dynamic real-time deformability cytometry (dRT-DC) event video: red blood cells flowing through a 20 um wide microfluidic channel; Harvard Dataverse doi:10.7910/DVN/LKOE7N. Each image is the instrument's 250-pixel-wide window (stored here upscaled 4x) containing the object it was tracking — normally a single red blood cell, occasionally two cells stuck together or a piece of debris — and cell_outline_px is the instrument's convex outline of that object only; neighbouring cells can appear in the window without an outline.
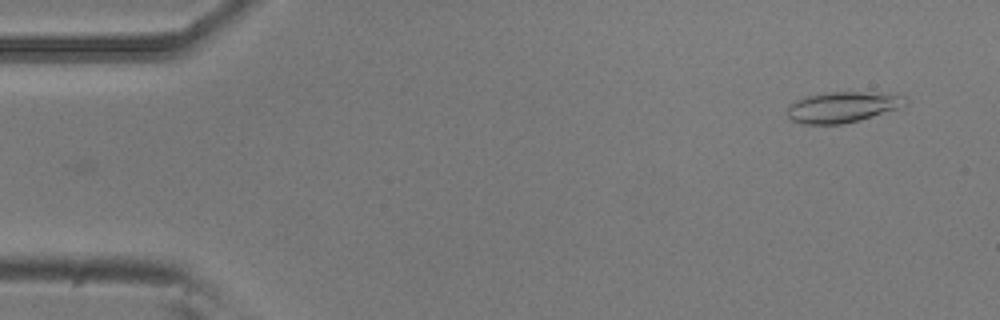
{"species": "common noctule bat (a hibernating species)", "species_latin": "Nyctalus noctula", "temperature_condition": "room temperature", "stored_images_in_passage": 51, "camera_frame_rate_fps": 3000, "um_per_image_px": 0.085, "animal": {"sex": "male", "body_mass_g": 20.5, "forearm_length_mm": 52.5}, "frame": {"image": 1, "passage_image": 2, "time_ms": 0.333, "image_size_px": [1000, 320], "cell_outline_px": [[908, 100], [900, 108], [860, 120], [840, 124], [800, 124], [792, 120], [788, 116], [788, 104], [796, 100], [808, 96], [828, 92], [860, 92], [908, 96]], "centroid_in_image_um": [71.6, 9.11], "position_along_channel_um": 13.4, "area_um2": 21.04}}
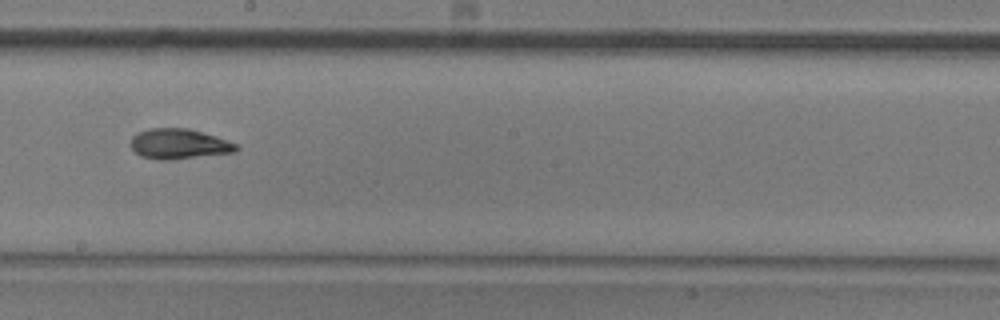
{"frame": {"image": 2, "passage_image": 28, "time_ms": 9.0, "image_size_px": [1000, 320], "cell_outline_px": [[240, 148], [236, 152], [172, 160], [156, 160], [140, 156], [132, 148], [132, 136], [136, 132], [148, 128], [188, 128], [216, 136], [236, 144]], "centroid_in_image_um": [15.2, 12.24], "position_along_channel_um": 233.0, "area_um2": 18.73}}
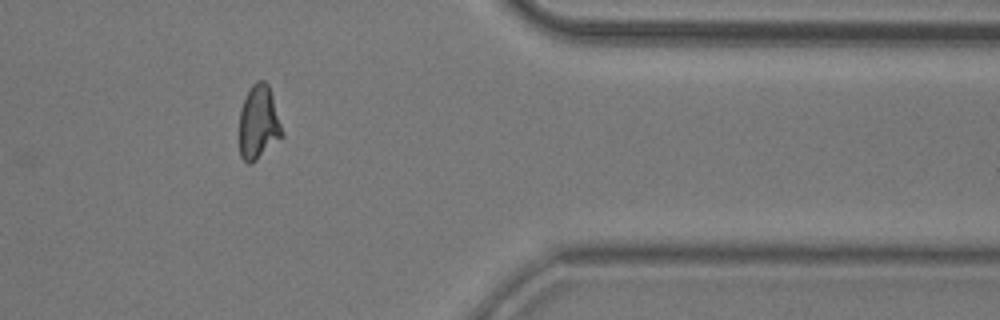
{"frame": {"image": 3, "passage_image": 42, "time_ms": 13.667, "image_size_px": [1000, 320], "cell_outline_px": [[284, 136], [252, 164], [248, 164], [240, 156], [240, 108], [252, 84], [256, 80], [264, 80], [268, 84], [272, 96]], "centroid_in_image_um": [21.98, 10.44], "position_along_channel_um": 389.4, "area_um2": 18.32}, "authors_computed_cell_mechanics": {"area_um2": 18.496, "velocity_mm_per_s": 3.7871, "shape_relaxation_time_tau1_ms": 3.6901, "shape_relaxation_time_tau2_ms": 2.486, "deformation_change_tau1": 0.1558, "deformation_change_tau2": 0.0869}}